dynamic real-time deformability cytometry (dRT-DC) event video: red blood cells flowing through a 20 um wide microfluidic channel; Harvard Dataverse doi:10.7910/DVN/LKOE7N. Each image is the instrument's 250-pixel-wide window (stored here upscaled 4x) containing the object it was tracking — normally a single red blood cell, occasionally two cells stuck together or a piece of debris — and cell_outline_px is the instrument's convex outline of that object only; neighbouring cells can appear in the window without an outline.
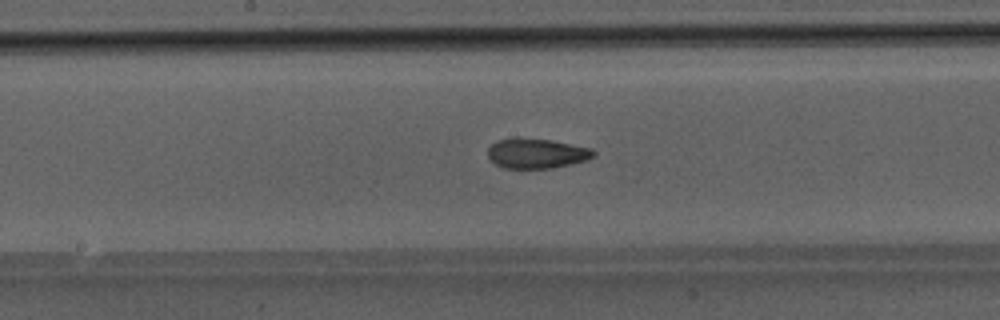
{"species": "Egyptian fruit bat (a non-hibernating species)", "species_latin": "Rousettus aegyptiacus", "temperature_condition": "room temperature", "stored_images_in_passage": 49, "camera_frame_rate_fps": 3000, "um_per_image_px": 0.085, "animal": {"sex": "male"}, "frame": {"image": 1, "passage_image": 26, "time_ms": 8.333, "image_size_px": [1000, 320], "cell_outline_px": [[596, 156], [588, 160], [552, 168], [504, 168], [496, 164], [488, 156], [488, 148], [492, 144], [500, 140], [512, 136], [516, 136], [552, 140], [592, 148], [596, 152]], "centroid_in_image_um": [45.64, 13.02], "position_along_channel_um": 202.6, "area_um2": 18.73}}
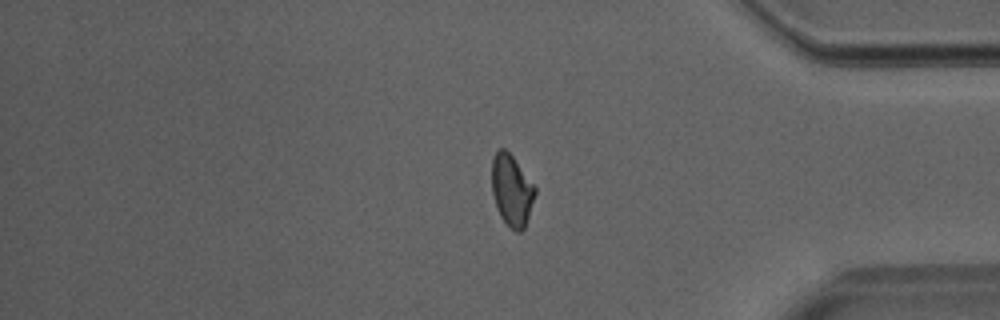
{"frame": {"image": 2, "passage_image": 41, "time_ms": 13.333, "image_size_px": [1000, 320], "cell_outline_px": [[536, 192], [524, 228], [520, 232], [516, 232], [500, 216], [496, 208], [492, 192], [492, 160], [496, 152], [500, 148], [504, 148], [512, 156], [536, 188]], "centroid_in_image_um": [43.48, 16.17], "position_along_channel_um": 391.7, "area_um2": 17.63}}
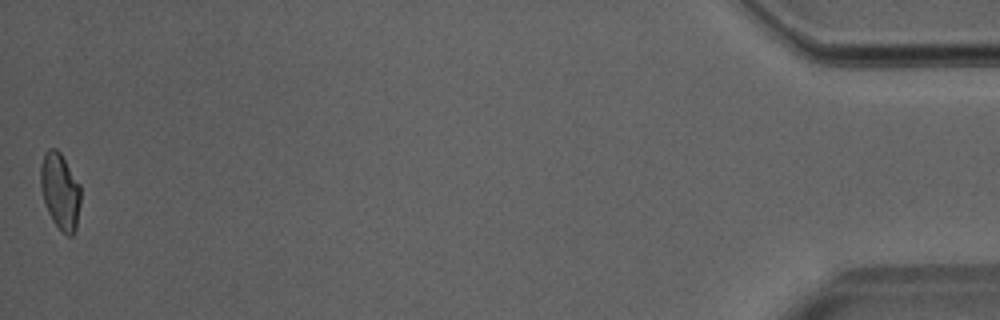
{"frame": {"image": 3, "passage_image": 49, "time_ms": 16.0, "image_size_px": [1000, 320], "cell_outline_px": [[80, 204], [76, 228], [72, 236], [68, 236], [60, 232], [52, 220], [48, 212], [40, 188], [40, 164], [44, 152], [48, 148], [56, 148], [60, 152], [80, 184]], "centroid_in_image_um": [5.1, 16.25], "position_along_channel_um": 430.1, "area_um2": 18.09}}